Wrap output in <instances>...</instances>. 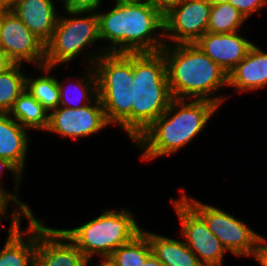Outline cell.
Here are the masks:
<instances>
[{"mask_svg":"<svg viewBox=\"0 0 267 266\" xmlns=\"http://www.w3.org/2000/svg\"><path fill=\"white\" fill-rule=\"evenodd\" d=\"M106 0H64L60 9L69 11L98 12Z\"/></svg>","mask_w":267,"mask_h":266,"instance_id":"cell-30","label":"cell"},{"mask_svg":"<svg viewBox=\"0 0 267 266\" xmlns=\"http://www.w3.org/2000/svg\"><path fill=\"white\" fill-rule=\"evenodd\" d=\"M112 4L97 12L99 36L106 53L158 52L165 46L163 15L146 0Z\"/></svg>","mask_w":267,"mask_h":266,"instance_id":"cell-2","label":"cell"},{"mask_svg":"<svg viewBox=\"0 0 267 266\" xmlns=\"http://www.w3.org/2000/svg\"><path fill=\"white\" fill-rule=\"evenodd\" d=\"M0 48L14 64L45 66V44L10 10L0 19Z\"/></svg>","mask_w":267,"mask_h":266,"instance_id":"cell-11","label":"cell"},{"mask_svg":"<svg viewBox=\"0 0 267 266\" xmlns=\"http://www.w3.org/2000/svg\"><path fill=\"white\" fill-rule=\"evenodd\" d=\"M242 31L233 33L205 32L194 44L228 74L255 43Z\"/></svg>","mask_w":267,"mask_h":266,"instance_id":"cell-13","label":"cell"},{"mask_svg":"<svg viewBox=\"0 0 267 266\" xmlns=\"http://www.w3.org/2000/svg\"><path fill=\"white\" fill-rule=\"evenodd\" d=\"M82 71H84L82 75L77 77L72 74L65 75L62 80L57 77L59 106L78 109L91 104L98 97L97 76L94 67L84 66L83 68L82 66Z\"/></svg>","mask_w":267,"mask_h":266,"instance_id":"cell-19","label":"cell"},{"mask_svg":"<svg viewBox=\"0 0 267 266\" xmlns=\"http://www.w3.org/2000/svg\"><path fill=\"white\" fill-rule=\"evenodd\" d=\"M211 5L219 3H228L229 0H207Z\"/></svg>","mask_w":267,"mask_h":266,"instance_id":"cell-38","label":"cell"},{"mask_svg":"<svg viewBox=\"0 0 267 266\" xmlns=\"http://www.w3.org/2000/svg\"><path fill=\"white\" fill-rule=\"evenodd\" d=\"M31 131L20 125L8 113H0V159L13 163L26 172L32 143Z\"/></svg>","mask_w":267,"mask_h":266,"instance_id":"cell-17","label":"cell"},{"mask_svg":"<svg viewBox=\"0 0 267 266\" xmlns=\"http://www.w3.org/2000/svg\"><path fill=\"white\" fill-rule=\"evenodd\" d=\"M3 229L6 230V231L8 230V233H12V232H14L15 230H17L18 228H2V229L0 228V231H1V230L4 231Z\"/></svg>","mask_w":267,"mask_h":266,"instance_id":"cell-39","label":"cell"},{"mask_svg":"<svg viewBox=\"0 0 267 266\" xmlns=\"http://www.w3.org/2000/svg\"><path fill=\"white\" fill-rule=\"evenodd\" d=\"M178 218L180 236L203 266H224L230 255L204 219L181 197L168 198ZM226 256V258H225Z\"/></svg>","mask_w":267,"mask_h":266,"instance_id":"cell-8","label":"cell"},{"mask_svg":"<svg viewBox=\"0 0 267 266\" xmlns=\"http://www.w3.org/2000/svg\"><path fill=\"white\" fill-rule=\"evenodd\" d=\"M56 69L58 68L35 67L34 72L29 71L28 74L27 71L26 75V90L49 112L59 107V86L57 75L53 73Z\"/></svg>","mask_w":267,"mask_h":266,"instance_id":"cell-22","label":"cell"},{"mask_svg":"<svg viewBox=\"0 0 267 266\" xmlns=\"http://www.w3.org/2000/svg\"><path fill=\"white\" fill-rule=\"evenodd\" d=\"M12 233L6 232L5 241L0 247V266H34L37 245V216L26 220Z\"/></svg>","mask_w":267,"mask_h":266,"instance_id":"cell-16","label":"cell"},{"mask_svg":"<svg viewBox=\"0 0 267 266\" xmlns=\"http://www.w3.org/2000/svg\"><path fill=\"white\" fill-rule=\"evenodd\" d=\"M231 5H233L240 13L248 20L254 14L260 16L261 12L267 8V0H229Z\"/></svg>","mask_w":267,"mask_h":266,"instance_id":"cell-29","label":"cell"},{"mask_svg":"<svg viewBox=\"0 0 267 266\" xmlns=\"http://www.w3.org/2000/svg\"><path fill=\"white\" fill-rule=\"evenodd\" d=\"M18 0H0V2L8 9L10 10Z\"/></svg>","mask_w":267,"mask_h":266,"instance_id":"cell-36","label":"cell"},{"mask_svg":"<svg viewBox=\"0 0 267 266\" xmlns=\"http://www.w3.org/2000/svg\"><path fill=\"white\" fill-rule=\"evenodd\" d=\"M7 174H11L9 177L12 178V184H14V186H12L13 190H9L5 187L7 184H5V178L3 177H6ZM24 178L25 175L13 163L5 159H0V190H2L29 218H31L37 215L30 207L31 204L22 201L20 196V185H22Z\"/></svg>","mask_w":267,"mask_h":266,"instance_id":"cell-27","label":"cell"},{"mask_svg":"<svg viewBox=\"0 0 267 266\" xmlns=\"http://www.w3.org/2000/svg\"><path fill=\"white\" fill-rule=\"evenodd\" d=\"M211 4L207 0H182L163 15L165 44H192L205 32Z\"/></svg>","mask_w":267,"mask_h":266,"instance_id":"cell-10","label":"cell"},{"mask_svg":"<svg viewBox=\"0 0 267 266\" xmlns=\"http://www.w3.org/2000/svg\"><path fill=\"white\" fill-rule=\"evenodd\" d=\"M20 125L30 131L43 133L48 126L49 111H47L29 92L25 89L15 100L13 108L8 113Z\"/></svg>","mask_w":267,"mask_h":266,"instance_id":"cell-23","label":"cell"},{"mask_svg":"<svg viewBox=\"0 0 267 266\" xmlns=\"http://www.w3.org/2000/svg\"><path fill=\"white\" fill-rule=\"evenodd\" d=\"M29 217L2 191L0 190V224L9 221L8 225L2 228H19L23 225V220ZM4 221V222H3ZM7 226V227H6Z\"/></svg>","mask_w":267,"mask_h":266,"instance_id":"cell-28","label":"cell"},{"mask_svg":"<svg viewBox=\"0 0 267 266\" xmlns=\"http://www.w3.org/2000/svg\"><path fill=\"white\" fill-rule=\"evenodd\" d=\"M132 207L106 208L101 214L84 221L74 228H60L77 246V249L91 259L98 256H109L118 247L133 240L142 232ZM141 226V227H140Z\"/></svg>","mask_w":267,"mask_h":266,"instance_id":"cell-6","label":"cell"},{"mask_svg":"<svg viewBox=\"0 0 267 266\" xmlns=\"http://www.w3.org/2000/svg\"><path fill=\"white\" fill-rule=\"evenodd\" d=\"M254 259L259 266H267V237L262 235L256 244L251 260Z\"/></svg>","mask_w":267,"mask_h":266,"instance_id":"cell-31","label":"cell"},{"mask_svg":"<svg viewBox=\"0 0 267 266\" xmlns=\"http://www.w3.org/2000/svg\"><path fill=\"white\" fill-rule=\"evenodd\" d=\"M37 215V245L34 266H84L85 256L60 228L49 227Z\"/></svg>","mask_w":267,"mask_h":266,"instance_id":"cell-12","label":"cell"},{"mask_svg":"<svg viewBox=\"0 0 267 266\" xmlns=\"http://www.w3.org/2000/svg\"><path fill=\"white\" fill-rule=\"evenodd\" d=\"M142 266H163L162 263L151 254Z\"/></svg>","mask_w":267,"mask_h":266,"instance_id":"cell-35","label":"cell"},{"mask_svg":"<svg viewBox=\"0 0 267 266\" xmlns=\"http://www.w3.org/2000/svg\"><path fill=\"white\" fill-rule=\"evenodd\" d=\"M97 89L129 88L134 79V53H104L94 63Z\"/></svg>","mask_w":267,"mask_h":266,"instance_id":"cell-18","label":"cell"},{"mask_svg":"<svg viewBox=\"0 0 267 266\" xmlns=\"http://www.w3.org/2000/svg\"><path fill=\"white\" fill-rule=\"evenodd\" d=\"M142 232L148 237L152 254L163 266H203L180 235L179 238H171L170 235L158 234L146 227Z\"/></svg>","mask_w":267,"mask_h":266,"instance_id":"cell-20","label":"cell"},{"mask_svg":"<svg viewBox=\"0 0 267 266\" xmlns=\"http://www.w3.org/2000/svg\"><path fill=\"white\" fill-rule=\"evenodd\" d=\"M219 109L208 100L173 98L168 109L132 143L139 160L149 164L184 151L219 116Z\"/></svg>","mask_w":267,"mask_h":266,"instance_id":"cell-1","label":"cell"},{"mask_svg":"<svg viewBox=\"0 0 267 266\" xmlns=\"http://www.w3.org/2000/svg\"><path fill=\"white\" fill-rule=\"evenodd\" d=\"M110 127L112 128L97 97L91 104L78 109L59 106L50 111L48 126L44 132L45 135L52 133L55 137L75 141L96 136Z\"/></svg>","mask_w":267,"mask_h":266,"instance_id":"cell-9","label":"cell"},{"mask_svg":"<svg viewBox=\"0 0 267 266\" xmlns=\"http://www.w3.org/2000/svg\"><path fill=\"white\" fill-rule=\"evenodd\" d=\"M8 11V9L0 2V19Z\"/></svg>","mask_w":267,"mask_h":266,"instance_id":"cell-37","label":"cell"},{"mask_svg":"<svg viewBox=\"0 0 267 266\" xmlns=\"http://www.w3.org/2000/svg\"><path fill=\"white\" fill-rule=\"evenodd\" d=\"M267 87V51L256 42L228 73V88L239 94L262 91ZM253 91V92H252Z\"/></svg>","mask_w":267,"mask_h":266,"instance_id":"cell-14","label":"cell"},{"mask_svg":"<svg viewBox=\"0 0 267 266\" xmlns=\"http://www.w3.org/2000/svg\"><path fill=\"white\" fill-rule=\"evenodd\" d=\"M111 1L113 2V1H128V0H111Z\"/></svg>","mask_w":267,"mask_h":266,"instance_id":"cell-40","label":"cell"},{"mask_svg":"<svg viewBox=\"0 0 267 266\" xmlns=\"http://www.w3.org/2000/svg\"><path fill=\"white\" fill-rule=\"evenodd\" d=\"M97 258V259H96ZM97 260V262L94 260ZM99 259V260H98ZM89 266H117L115 261L112 259V257L109 256H98V257H93L91 259H88L86 262Z\"/></svg>","mask_w":267,"mask_h":266,"instance_id":"cell-33","label":"cell"},{"mask_svg":"<svg viewBox=\"0 0 267 266\" xmlns=\"http://www.w3.org/2000/svg\"><path fill=\"white\" fill-rule=\"evenodd\" d=\"M131 143L169 107L166 61L161 51L134 53V79L130 85Z\"/></svg>","mask_w":267,"mask_h":266,"instance_id":"cell-4","label":"cell"},{"mask_svg":"<svg viewBox=\"0 0 267 266\" xmlns=\"http://www.w3.org/2000/svg\"><path fill=\"white\" fill-rule=\"evenodd\" d=\"M57 2L61 4L57 0H18L10 11L46 44L52 36L61 12Z\"/></svg>","mask_w":267,"mask_h":266,"instance_id":"cell-15","label":"cell"},{"mask_svg":"<svg viewBox=\"0 0 267 266\" xmlns=\"http://www.w3.org/2000/svg\"><path fill=\"white\" fill-rule=\"evenodd\" d=\"M61 12L52 36L45 44V66H64L67 72L71 69L68 65L81 57L80 60H84L81 66H94L106 53L100 44L97 13L64 9Z\"/></svg>","mask_w":267,"mask_h":266,"instance_id":"cell-5","label":"cell"},{"mask_svg":"<svg viewBox=\"0 0 267 266\" xmlns=\"http://www.w3.org/2000/svg\"><path fill=\"white\" fill-rule=\"evenodd\" d=\"M178 188L180 196L204 219L229 254L237 259L251 258L261 232L252 229L246 220L237 218L232 212L188 195L184 187Z\"/></svg>","mask_w":267,"mask_h":266,"instance_id":"cell-7","label":"cell"},{"mask_svg":"<svg viewBox=\"0 0 267 266\" xmlns=\"http://www.w3.org/2000/svg\"><path fill=\"white\" fill-rule=\"evenodd\" d=\"M152 7L164 15L169 9L179 4L182 0H146Z\"/></svg>","mask_w":267,"mask_h":266,"instance_id":"cell-32","label":"cell"},{"mask_svg":"<svg viewBox=\"0 0 267 266\" xmlns=\"http://www.w3.org/2000/svg\"><path fill=\"white\" fill-rule=\"evenodd\" d=\"M13 64L7 54L0 48V73L8 70Z\"/></svg>","mask_w":267,"mask_h":266,"instance_id":"cell-34","label":"cell"},{"mask_svg":"<svg viewBox=\"0 0 267 266\" xmlns=\"http://www.w3.org/2000/svg\"><path fill=\"white\" fill-rule=\"evenodd\" d=\"M97 91L108 123L124 131L130 141L132 110L130 89H97Z\"/></svg>","mask_w":267,"mask_h":266,"instance_id":"cell-21","label":"cell"},{"mask_svg":"<svg viewBox=\"0 0 267 266\" xmlns=\"http://www.w3.org/2000/svg\"><path fill=\"white\" fill-rule=\"evenodd\" d=\"M26 69L25 65L13 64L0 73V113H9L15 100L26 89Z\"/></svg>","mask_w":267,"mask_h":266,"instance_id":"cell-24","label":"cell"},{"mask_svg":"<svg viewBox=\"0 0 267 266\" xmlns=\"http://www.w3.org/2000/svg\"><path fill=\"white\" fill-rule=\"evenodd\" d=\"M247 19L230 3L211 5L207 31L211 33H233L241 31ZM245 25V26H244ZM247 26V27H246Z\"/></svg>","mask_w":267,"mask_h":266,"instance_id":"cell-25","label":"cell"},{"mask_svg":"<svg viewBox=\"0 0 267 266\" xmlns=\"http://www.w3.org/2000/svg\"><path fill=\"white\" fill-rule=\"evenodd\" d=\"M152 254L148 237L141 232L110 254L117 266H142Z\"/></svg>","mask_w":267,"mask_h":266,"instance_id":"cell-26","label":"cell"},{"mask_svg":"<svg viewBox=\"0 0 267 266\" xmlns=\"http://www.w3.org/2000/svg\"><path fill=\"white\" fill-rule=\"evenodd\" d=\"M160 51L166 61L173 98L208 100L221 107L232 97L224 91L228 87L226 71L194 43L165 44Z\"/></svg>","mask_w":267,"mask_h":266,"instance_id":"cell-3","label":"cell"}]
</instances>
